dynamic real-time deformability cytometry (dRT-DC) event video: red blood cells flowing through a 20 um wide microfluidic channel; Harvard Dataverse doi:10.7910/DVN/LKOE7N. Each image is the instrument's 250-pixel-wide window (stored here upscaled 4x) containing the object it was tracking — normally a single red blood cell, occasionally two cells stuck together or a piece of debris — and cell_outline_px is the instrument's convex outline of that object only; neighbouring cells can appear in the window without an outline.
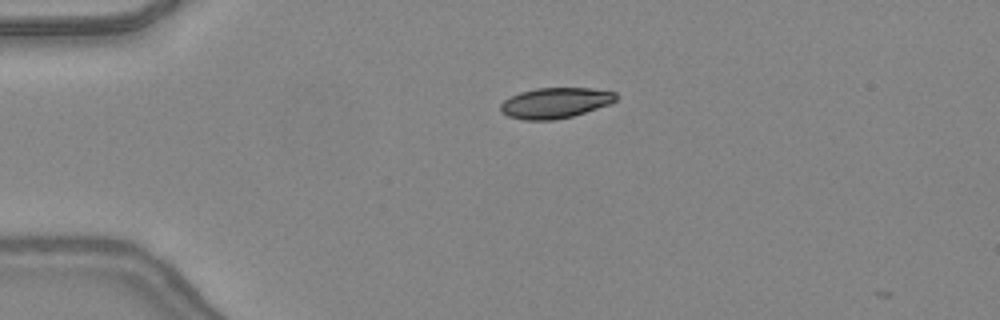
{"species": "common noctule bat (a hibernating species)", "species_latin": "Nyctalus noctula", "temperature_condition": "warm", "stored_images_in_passage": 2, "camera_frame_rate_fps": 3000, "um_per_image_px": 0.085, "animal": {"sex": "female", "body_mass_g": 24.6, "forearm_length_mm": 56.2}, "frame": {"image": 1, "passage_image": 1, "time_ms": 0.0, "image_size_px": [1000, 320], "cell_outline_px": [[616, 100], [608, 104], [572, 116], [552, 120], [524, 120], [508, 116], [500, 112], [500, 104], [504, 100], [520, 92], [536, 88], [592, 88], [616, 92]], "centroid_in_image_um": [47.16, 8.74], "position_along_channel_um": 37.8, "area_um2": 20.4}}